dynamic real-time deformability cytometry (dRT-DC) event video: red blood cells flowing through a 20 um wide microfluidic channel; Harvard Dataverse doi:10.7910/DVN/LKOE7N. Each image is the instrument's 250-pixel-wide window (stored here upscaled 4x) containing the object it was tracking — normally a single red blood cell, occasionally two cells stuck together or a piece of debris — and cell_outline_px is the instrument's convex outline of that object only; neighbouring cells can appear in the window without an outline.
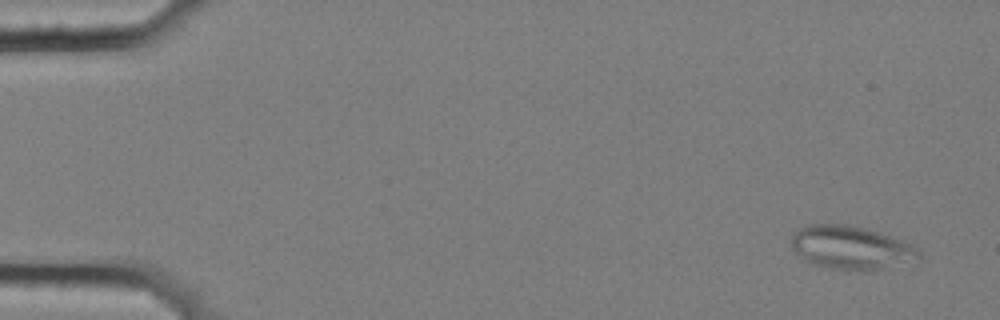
{"species": "common noctule bat (a hibernating species)", "species_latin": "Nyctalus noctula", "temperature_condition": "cold", "stored_images_in_passage": 55, "segment_of_instrument_passage": [1, 2], "camera_frame_rate_fps": 3000, "um_per_image_px": 0.085, "animal": {"sex": "female", "body_mass_g": 25.1}, "frame": {"image": 1, "passage_image": 1, "time_ms": 0.0, "image_size_px": [1000, 320], "cell_outline_px": [[920, 264], [864, 272], [848, 272], [828, 268], [812, 264], [796, 252], [792, 248], [788, 240], [792, 232], [804, 224], [852, 224], [900, 240], [920, 248]], "centroid_in_image_um": [72.39, 21.1], "position_along_channel_um": 12.6, "area_um2": 33.76}}
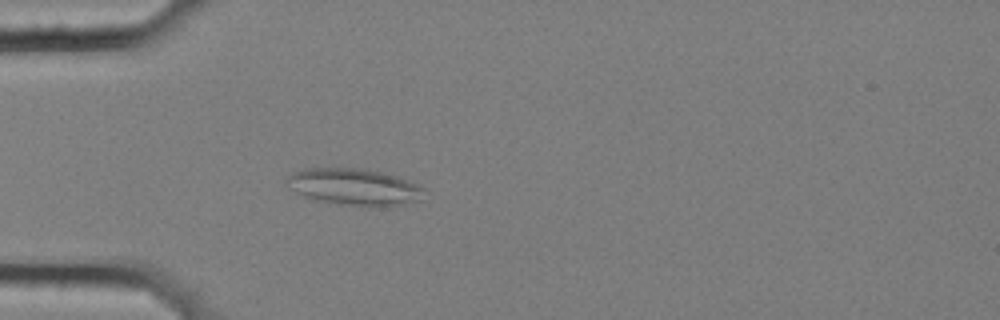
{"frame": {"image": 2, "passage_image": 15, "time_ms": 4.667, "image_size_px": [1000, 320], "cell_outline_px": [[424, 188], [420, 200], [388, 208], [368, 208], [340, 204], [316, 200], [304, 196], [288, 188], [284, 184], [284, 180], [292, 172], [304, 168], [364, 168], [396, 176], [420, 184]], "centroid_in_image_um": [30.1, 15.91], "position_along_channel_um": 54.9, "area_um2": 30.17}}